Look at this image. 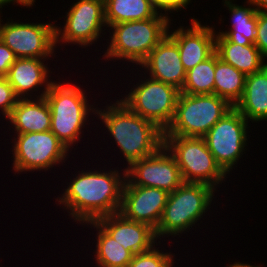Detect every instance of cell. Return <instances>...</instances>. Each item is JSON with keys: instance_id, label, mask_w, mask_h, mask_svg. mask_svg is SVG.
<instances>
[{"instance_id": "cell-1", "label": "cell", "mask_w": 267, "mask_h": 267, "mask_svg": "<svg viewBox=\"0 0 267 267\" xmlns=\"http://www.w3.org/2000/svg\"><path fill=\"white\" fill-rule=\"evenodd\" d=\"M78 172L62 197H58L59 205H64V209L69 210L68 216L71 215L77 223H84L120 211L126 169L123 170V175L117 169Z\"/></svg>"}, {"instance_id": "cell-2", "label": "cell", "mask_w": 267, "mask_h": 267, "mask_svg": "<svg viewBox=\"0 0 267 267\" xmlns=\"http://www.w3.org/2000/svg\"><path fill=\"white\" fill-rule=\"evenodd\" d=\"M105 107L96 110L95 115L105 124L129 166L154 154L164 145V131L135 114L121 101Z\"/></svg>"}, {"instance_id": "cell-3", "label": "cell", "mask_w": 267, "mask_h": 267, "mask_svg": "<svg viewBox=\"0 0 267 267\" xmlns=\"http://www.w3.org/2000/svg\"><path fill=\"white\" fill-rule=\"evenodd\" d=\"M167 15L159 13L145 20L110 25L113 30L103 58L128 60L140 65L165 37L171 24ZM105 56V57H104Z\"/></svg>"}, {"instance_id": "cell-4", "label": "cell", "mask_w": 267, "mask_h": 267, "mask_svg": "<svg viewBox=\"0 0 267 267\" xmlns=\"http://www.w3.org/2000/svg\"><path fill=\"white\" fill-rule=\"evenodd\" d=\"M58 83L53 82L44 97L51 112L50 131L69 149L80 140L81 129L89 113H96V108L88 105L80 86Z\"/></svg>"}, {"instance_id": "cell-5", "label": "cell", "mask_w": 267, "mask_h": 267, "mask_svg": "<svg viewBox=\"0 0 267 267\" xmlns=\"http://www.w3.org/2000/svg\"><path fill=\"white\" fill-rule=\"evenodd\" d=\"M214 191L216 189L207 184L183 182L169 193L161 219L155 229L157 239L164 235L177 236L190 230L203 217V213L210 209Z\"/></svg>"}, {"instance_id": "cell-6", "label": "cell", "mask_w": 267, "mask_h": 267, "mask_svg": "<svg viewBox=\"0 0 267 267\" xmlns=\"http://www.w3.org/2000/svg\"><path fill=\"white\" fill-rule=\"evenodd\" d=\"M233 106L216 94L179 93L164 136L204 137Z\"/></svg>"}, {"instance_id": "cell-7", "label": "cell", "mask_w": 267, "mask_h": 267, "mask_svg": "<svg viewBox=\"0 0 267 267\" xmlns=\"http://www.w3.org/2000/svg\"><path fill=\"white\" fill-rule=\"evenodd\" d=\"M185 183H203L216 189L226 173L216 163L203 137L164 136ZM216 187V188H215Z\"/></svg>"}, {"instance_id": "cell-8", "label": "cell", "mask_w": 267, "mask_h": 267, "mask_svg": "<svg viewBox=\"0 0 267 267\" xmlns=\"http://www.w3.org/2000/svg\"><path fill=\"white\" fill-rule=\"evenodd\" d=\"M179 93L175 86L149 77L138 82L124 99L119 100L165 131L174 117Z\"/></svg>"}, {"instance_id": "cell-9", "label": "cell", "mask_w": 267, "mask_h": 267, "mask_svg": "<svg viewBox=\"0 0 267 267\" xmlns=\"http://www.w3.org/2000/svg\"><path fill=\"white\" fill-rule=\"evenodd\" d=\"M13 170H48L65 162L69 149L50 131L23 133L14 137Z\"/></svg>"}, {"instance_id": "cell-10", "label": "cell", "mask_w": 267, "mask_h": 267, "mask_svg": "<svg viewBox=\"0 0 267 267\" xmlns=\"http://www.w3.org/2000/svg\"><path fill=\"white\" fill-rule=\"evenodd\" d=\"M248 123L233 107L203 137L216 163L226 174L245 153Z\"/></svg>"}, {"instance_id": "cell-11", "label": "cell", "mask_w": 267, "mask_h": 267, "mask_svg": "<svg viewBox=\"0 0 267 267\" xmlns=\"http://www.w3.org/2000/svg\"><path fill=\"white\" fill-rule=\"evenodd\" d=\"M54 24L6 22L0 26V40L17 58L48 59L56 50Z\"/></svg>"}, {"instance_id": "cell-12", "label": "cell", "mask_w": 267, "mask_h": 267, "mask_svg": "<svg viewBox=\"0 0 267 267\" xmlns=\"http://www.w3.org/2000/svg\"><path fill=\"white\" fill-rule=\"evenodd\" d=\"M64 28L55 25L56 44L72 43L90 47L106 26L104 0H77L66 13Z\"/></svg>"}, {"instance_id": "cell-13", "label": "cell", "mask_w": 267, "mask_h": 267, "mask_svg": "<svg viewBox=\"0 0 267 267\" xmlns=\"http://www.w3.org/2000/svg\"><path fill=\"white\" fill-rule=\"evenodd\" d=\"M125 169L124 185L155 187L171 193L183 183L176 160L164 145Z\"/></svg>"}, {"instance_id": "cell-14", "label": "cell", "mask_w": 267, "mask_h": 267, "mask_svg": "<svg viewBox=\"0 0 267 267\" xmlns=\"http://www.w3.org/2000/svg\"><path fill=\"white\" fill-rule=\"evenodd\" d=\"M169 193L155 187L124 185L120 213L128 220L148 224L156 229Z\"/></svg>"}, {"instance_id": "cell-15", "label": "cell", "mask_w": 267, "mask_h": 267, "mask_svg": "<svg viewBox=\"0 0 267 267\" xmlns=\"http://www.w3.org/2000/svg\"><path fill=\"white\" fill-rule=\"evenodd\" d=\"M191 27L180 26L173 32L167 34L177 43L180 59L186 72L198 63L207 60L215 53V30L208 25H201L192 18Z\"/></svg>"}, {"instance_id": "cell-16", "label": "cell", "mask_w": 267, "mask_h": 267, "mask_svg": "<svg viewBox=\"0 0 267 267\" xmlns=\"http://www.w3.org/2000/svg\"><path fill=\"white\" fill-rule=\"evenodd\" d=\"M149 71V76L155 80L183 88L186 79V70L180 59L177 43L166 34L158 45L148 54L140 64Z\"/></svg>"}, {"instance_id": "cell-17", "label": "cell", "mask_w": 267, "mask_h": 267, "mask_svg": "<svg viewBox=\"0 0 267 267\" xmlns=\"http://www.w3.org/2000/svg\"><path fill=\"white\" fill-rule=\"evenodd\" d=\"M112 238L134 255L151 249L157 241L155 229L126 219L120 212L95 220Z\"/></svg>"}, {"instance_id": "cell-18", "label": "cell", "mask_w": 267, "mask_h": 267, "mask_svg": "<svg viewBox=\"0 0 267 267\" xmlns=\"http://www.w3.org/2000/svg\"><path fill=\"white\" fill-rule=\"evenodd\" d=\"M44 60L46 59L17 58L11 65L6 78L18 98H30V94L37 91L39 86H45V90L37 97H44L46 95L50 85L54 81L48 79L51 77L49 75L50 70L44 65Z\"/></svg>"}, {"instance_id": "cell-19", "label": "cell", "mask_w": 267, "mask_h": 267, "mask_svg": "<svg viewBox=\"0 0 267 267\" xmlns=\"http://www.w3.org/2000/svg\"><path fill=\"white\" fill-rule=\"evenodd\" d=\"M7 119L16 134L45 132L51 128V112L45 97L19 98Z\"/></svg>"}, {"instance_id": "cell-20", "label": "cell", "mask_w": 267, "mask_h": 267, "mask_svg": "<svg viewBox=\"0 0 267 267\" xmlns=\"http://www.w3.org/2000/svg\"><path fill=\"white\" fill-rule=\"evenodd\" d=\"M235 108L247 121H266L267 65L262 70L246 76L243 96Z\"/></svg>"}, {"instance_id": "cell-21", "label": "cell", "mask_w": 267, "mask_h": 267, "mask_svg": "<svg viewBox=\"0 0 267 267\" xmlns=\"http://www.w3.org/2000/svg\"><path fill=\"white\" fill-rule=\"evenodd\" d=\"M215 52L224 62L232 65L243 74L251 75L266 65L264 57L254 45H240L230 42L224 35H216Z\"/></svg>"}, {"instance_id": "cell-22", "label": "cell", "mask_w": 267, "mask_h": 267, "mask_svg": "<svg viewBox=\"0 0 267 267\" xmlns=\"http://www.w3.org/2000/svg\"><path fill=\"white\" fill-rule=\"evenodd\" d=\"M246 3L248 7L233 4L232 0H224V6L231 12L232 28L216 35H224L230 42L243 46L255 43L258 11L248 0Z\"/></svg>"}, {"instance_id": "cell-23", "label": "cell", "mask_w": 267, "mask_h": 267, "mask_svg": "<svg viewBox=\"0 0 267 267\" xmlns=\"http://www.w3.org/2000/svg\"><path fill=\"white\" fill-rule=\"evenodd\" d=\"M106 26L145 20L159 14L152 0H104Z\"/></svg>"}, {"instance_id": "cell-24", "label": "cell", "mask_w": 267, "mask_h": 267, "mask_svg": "<svg viewBox=\"0 0 267 267\" xmlns=\"http://www.w3.org/2000/svg\"><path fill=\"white\" fill-rule=\"evenodd\" d=\"M214 73V94L235 107L243 96L246 75L221 60L216 52Z\"/></svg>"}, {"instance_id": "cell-25", "label": "cell", "mask_w": 267, "mask_h": 267, "mask_svg": "<svg viewBox=\"0 0 267 267\" xmlns=\"http://www.w3.org/2000/svg\"><path fill=\"white\" fill-rule=\"evenodd\" d=\"M97 229L96 263L98 267H128L133 253L126 250L121 244L115 241L100 225L95 221L85 222ZM99 229V230H98Z\"/></svg>"}, {"instance_id": "cell-26", "label": "cell", "mask_w": 267, "mask_h": 267, "mask_svg": "<svg viewBox=\"0 0 267 267\" xmlns=\"http://www.w3.org/2000/svg\"><path fill=\"white\" fill-rule=\"evenodd\" d=\"M215 53L186 72V79L180 93L214 94Z\"/></svg>"}, {"instance_id": "cell-27", "label": "cell", "mask_w": 267, "mask_h": 267, "mask_svg": "<svg viewBox=\"0 0 267 267\" xmlns=\"http://www.w3.org/2000/svg\"><path fill=\"white\" fill-rule=\"evenodd\" d=\"M173 254L163 253L152 247L148 251L133 255L128 267H173Z\"/></svg>"}, {"instance_id": "cell-28", "label": "cell", "mask_w": 267, "mask_h": 267, "mask_svg": "<svg viewBox=\"0 0 267 267\" xmlns=\"http://www.w3.org/2000/svg\"><path fill=\"white\" fill-rule=\"evenodd\" d=\"M18 97L6 77H0V110L7 119L15 107Z\"/></svg>"}, {"instance_id": "cell-29", "label": "cell", "mask_w": 267, "mask_h": 267, "mask_svg": "<svg viewBox=\"0 0 267 267\" xmlns=\"http://www.w3.org/2000/svg\"><path fill=\"white\" fill-rule=\"evenodd\" d=\"M254 45L267 58V11L257 12L256 39Z\"/></svg>"}, {"instance_id": "cell-30", "label": "cell", "mask_w": 267, "mask_h": 267, "mask_svg": "<svg viewBox=\"0 0 267 267\" xmlns=\"http://www.w3.org/2000/svg\"><path fill=\"white\" fill-rule=\"evenodd\" d=\"M16 59L14 52L0 40V77L8 75L9 69Z\"/></svg>"}, {"instance_id": "cell-31", "label": "cell", "mask_w": 267, "mask_h": 267, "mask_svg": "<svg viewBox=\"0 0 267 267\" xmlns=\"http://www.w3.org/2000/svg\"><path fill=\"white\" fill-rule=\"evenodd\" d=\"M191 3V0H152L153 7L161 14L162 10L165 11V14L168 16V11L170 13H173L171 11H177L180 10L181 8L183 9L184 7L187 9V5Z\"/></svg>"}, {"instance_id": "cell-32", "label": "cell", "mask_w": 267, "mask_h": 267, "mask_svg": "<svg viewBox=\"0 0 267 267\" xmlns=\"http://www.w3.org/2000/svg\"><path fill=\"white\" fill-rule=\"evenodd\" d=\"M18 3L21 6H33L34 2H36L35 0H0V7L2 9V6L4 7V5L10 4V3Z\"/></svg>"}, {"instance_id": "cell-33", "label": "cell", "mask_w": 267, "mask_h": 267, "mask_svg": "<svg viewBox=\"0 0 267 267\" xmlns=\"http://www.w3.org/2000/svg\"><path fill=\"white\" fill-rule=\"evenodd\" d=\"M257 11H267V0H248Z\"/></svg>"}, {"instance_id": "cell-34", "label": "cell", "mask_w": 267, "mask_h": 267, "mask_svg": "<svg viewBox=\"0 0 267 267\" xmlns=\"http://www.w3.org/2000/svg\"><path fill=\"white\" fill-rule=\"evenodd\" d=\"M227 267H259V266H252L250 264H244V263L236 262V263L231 264V265H229Z\"/></svg>"}]
</instances>
